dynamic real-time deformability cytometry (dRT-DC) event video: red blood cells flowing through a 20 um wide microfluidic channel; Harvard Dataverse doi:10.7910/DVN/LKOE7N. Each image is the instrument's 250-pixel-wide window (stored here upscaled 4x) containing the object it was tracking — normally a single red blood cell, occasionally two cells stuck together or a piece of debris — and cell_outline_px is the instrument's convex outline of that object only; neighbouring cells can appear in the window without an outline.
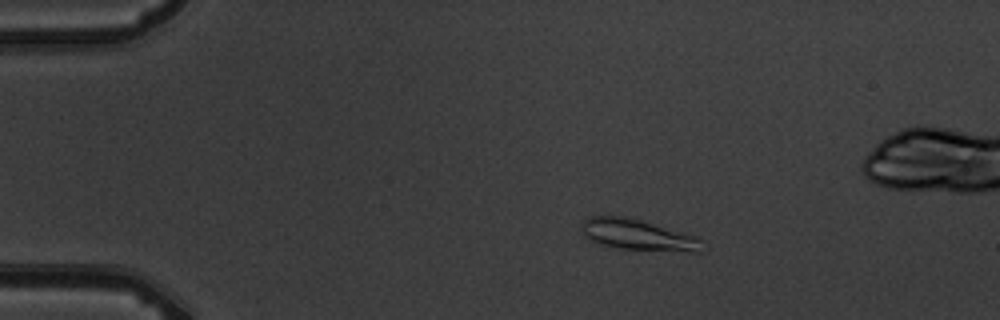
{"species": "common noctule bat (a hibernating species)", "species_latin": "Nyctalus noctula", "temperature_condition": "warm", "stored_images_in_passage": 7, "camera_frame_rate_fps": 3000, "um_per_image_px": 0.085, "animal": {"sex": "male", "body_mass_g": 19.5, "forearm_length_mm": 54.6}, "frame": {"image": 1, "passage_image": 3, "time_ms": 2.0, "image_size_px": [1000, 320], "cell_outline_px": [[700, 252], [688, 252], [620, 248], [600, 244], [588, 240], [584, 236], [580, 228], [580, 224], [588, 216], [624, 216], [640, 220], [696, 236], [700, 240]], "centroid_in_image_um": [54.13, 19.95], "position_along_channel_um": 30.9, "area_um2": 21.56}}
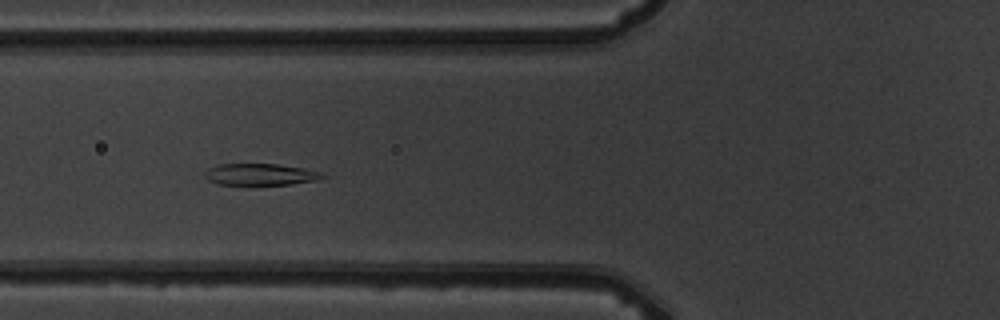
{"frame": {"image": 2, "passage_image": 6, "time_ms": 5.667, "image_size_px": [1000, 320], "cell_outline_px": [[328, 176], [316, 180], [292, 184], [216, 184], [208, 180], [204, 176], [204, 172], [208, 168], [216, 164], [276, 164], [304, 168], [324, 172]], "centroid_in_image_um": [22.14, 14.81], "position_along_channel_um": 103.7, "area_um2": 14.91}}